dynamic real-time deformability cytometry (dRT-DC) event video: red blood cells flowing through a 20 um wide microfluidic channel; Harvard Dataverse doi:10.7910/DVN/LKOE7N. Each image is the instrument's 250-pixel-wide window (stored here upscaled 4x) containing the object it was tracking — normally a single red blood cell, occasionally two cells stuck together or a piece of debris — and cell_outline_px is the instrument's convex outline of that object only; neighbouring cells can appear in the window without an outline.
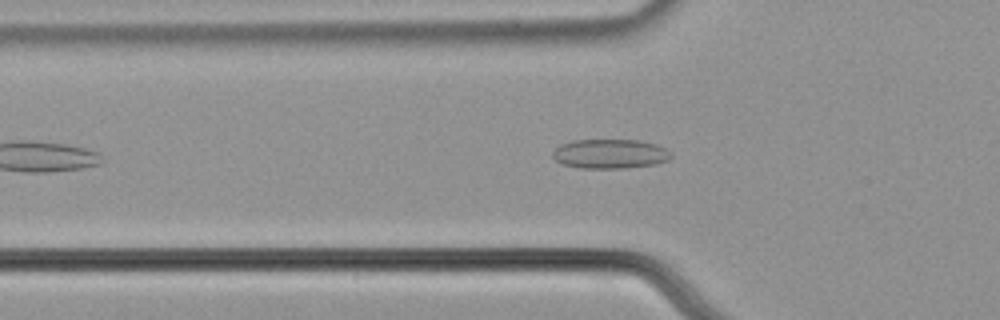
{"species": "common noctule bat (a hibernating species)", "species_latin": "Nyctalus noctula", "temperature_condition": "cold", "stored_images_in_passage": 42, "camera_frame_rate_fps": 3000, "um_per_image_px": 0.085, "animal": {"sex": "male", "body_mass_g": 21.5, "forearm_length_mm": 52.0}, "frame": {"image": 1, "passage_image": 7, "time_ms": 2.0, "image_size_px": [1000, 320], "cell_outline_px": [[672, 156], [668, 160], [656, 164], [624, 168], [580, 168], [560, 164], [552, 156], [552, 152], [560, 144], [572, 140], [640, 140], [656, 144], [672, 152]], "centroid_in_image_um": [51.84, 13.07], "position_along_channel_um": 74.0, "area_um2": 20.46}}
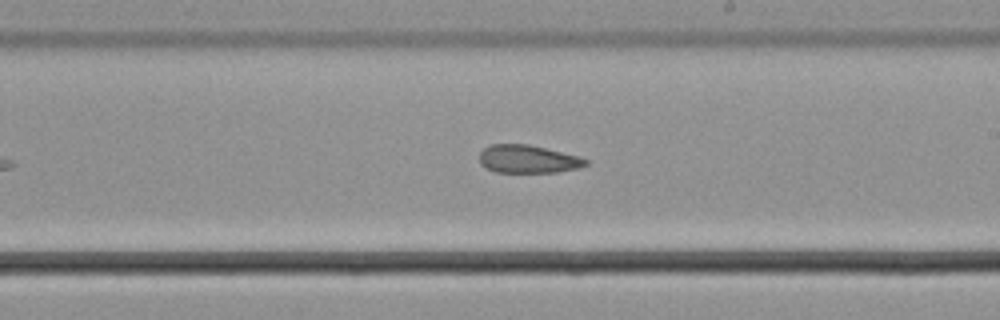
{"frame": {"image": 2, "passage_image": 21, "time_ms": 6.667, "image_size_px": [1000, 320], "cell_outline_px": [[588, 164], [580, 168], [556, 172], [496, 172], [480, 164], [480, 152], [484, 148], [492, 144], [528, 144], [580, 156], [588, 160]], "centroid_in_image_um": [44.91, 13.52], "position_along_channel_um": 244.1, "area_um2": 17.34}}
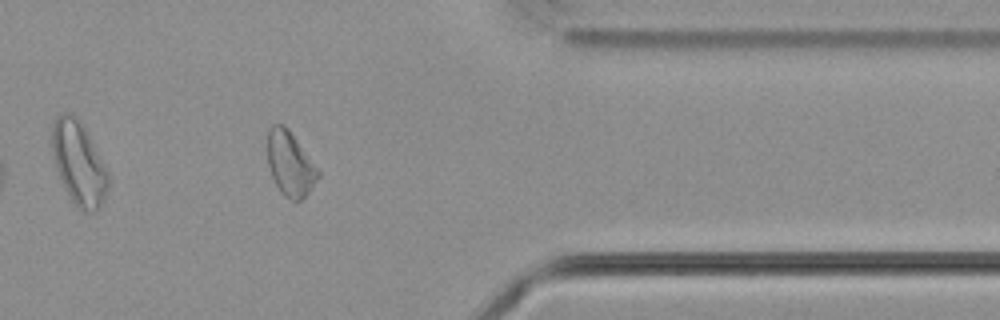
{"frame": {"image": 3, "passage_image": 34, "time_ms": 11.0, "image_size_px": [1000, 320], "cell_outline_px": [[320, 176], [308, 192], [300, 200], [292, 200], [284, 196], [280, 192], [272, 176], [268, 164], [268, 128], [272, 124], [284, 124], [288, 128], [320, 172]], "centroid_in_image_um": [24.65, 13.91], "position_along_channel_um": 386.8, "area_um2": 18.73}}